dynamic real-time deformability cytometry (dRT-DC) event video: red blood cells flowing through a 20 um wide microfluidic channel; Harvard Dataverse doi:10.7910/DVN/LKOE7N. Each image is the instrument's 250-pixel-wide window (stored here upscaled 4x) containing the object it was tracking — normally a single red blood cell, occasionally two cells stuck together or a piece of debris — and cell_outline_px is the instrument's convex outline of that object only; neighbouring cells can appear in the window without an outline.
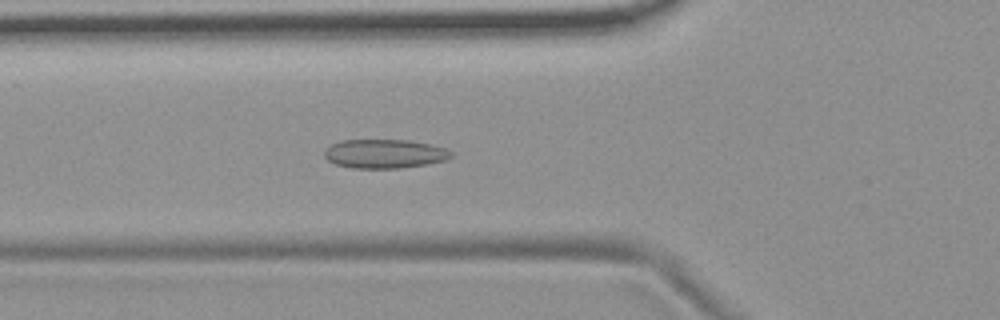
{"species": "common noctule bat (a hibernating species)", "species_latin": "Nyctalus noctula", "temperature_condition": "room temperature", "stored_images_in_passage": 41, "camera_frame_rate_fps": 3000, "um_per_image_px": 0.085, "animal": {"sex": "female", "body_mass_g": 19.9}, "frame": {"image": 1, "passage_image": 12, "time_ms": 3.667, "image_size_px": [1000, 320], "cell_outline_px": [[452, 156], [448, 160], [428, 164], [400, 168], [352, 168], [336, 164], [328, 160], [324, 156], [324, 148], [340, 140], [408, 140], [428, 144], [444, 148], [452, 152]], "centroid_in_image_um": [32.67, 13.07], "position_along_channel_um": 93.1, "area_um2": 21.44}}
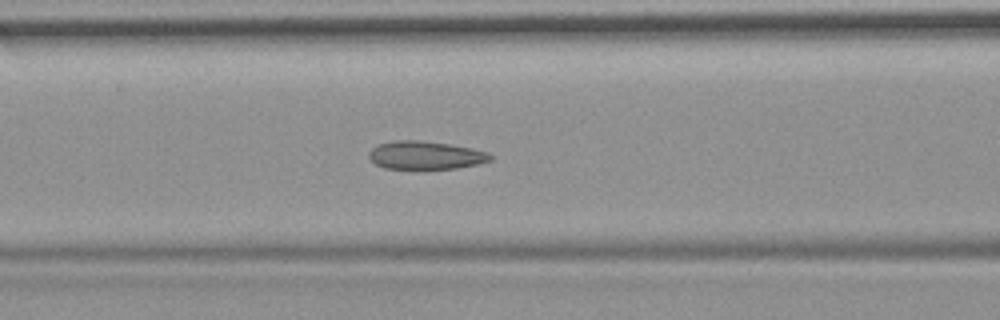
{"frame": {"image": 2, "passage_image": 15, "time_ms": 4.667, "image_size_px": [1000, 320], "cell_outline_px": [[496, 156], [492, 160], [476, 164], [456, 168], [384, 168], [376, 164], [368, 156], [368, 152], [372, 148], [380, 144], [396, 140], [420, 140], [448, 144], [472, 148], [488, 152]], "centroid_in_image_um": [36.2, 13.18], "position_along_channel_um": 130.4, "area_um2": 19.77}}
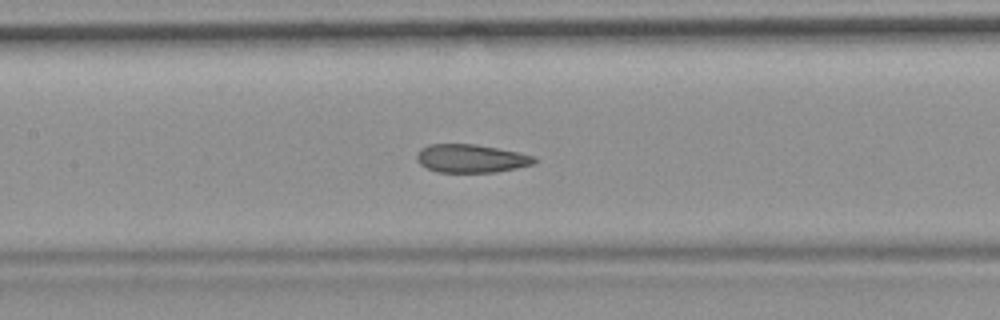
{"frame": {"image": 3, "passage_image": 18, "time_ms": 5.667, "image_size_px": [1000, 320], "cell_outline_px": [[536, 164], [496, 172], [436, 172], [420, 164], [416, 160], [416, 156], [420, 148], [428, 144], [476, 144], [520, 152], [536, 156]], "centroid_in_image_um": [40.06, 13.46], "position_along_channel_um": 167.3, "area_um2": 19.59}, "authors_computed_cell_mechanics": {"area_um2": 20.3456, "velocity_mm_per_s": 3.6973, "shape_relaxation_time_tau1_ms": null, "shape_relaxation_time_tau2_ms": 1.5212, "deformation_change_tau1": null, "deformation_change_tau2": 0.0759}}